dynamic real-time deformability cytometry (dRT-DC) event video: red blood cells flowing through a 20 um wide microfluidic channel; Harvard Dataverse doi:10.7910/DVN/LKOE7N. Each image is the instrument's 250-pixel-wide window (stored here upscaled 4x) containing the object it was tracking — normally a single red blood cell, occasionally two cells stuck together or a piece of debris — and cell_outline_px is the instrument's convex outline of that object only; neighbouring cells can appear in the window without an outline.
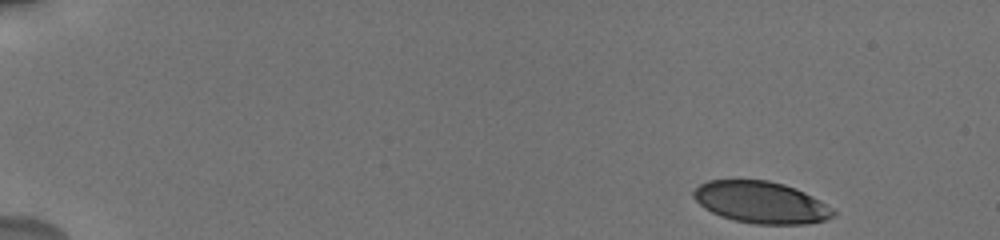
{"species": "human", "species_latin": "Homo sapiens", "temperature_condition": "cold", "stored_images_in_passage": 20, "camera_frame_rate_fps": 3000, "um_per_image_px": 0.085, "donor": {"sex": "male"}, "frame": {"image": 1, "passage_image": 1, "time_ms": 0.0, "image_size_px": [1000, 240], "cell_outline_px": [[836, 216], [824, 220], [808, 224], [756, 224], [736, 220], [720, 216], [704, 208], [692, 196], [692, 192], [700, 184], [708, 180], [768, 180], [784, 184], [796, 188], [820, 200], [836, 212]], "centroid_in_image_um": [64.69, 17.2], "position_along_channel_um": 20.3, "area_um2": 33.99}}
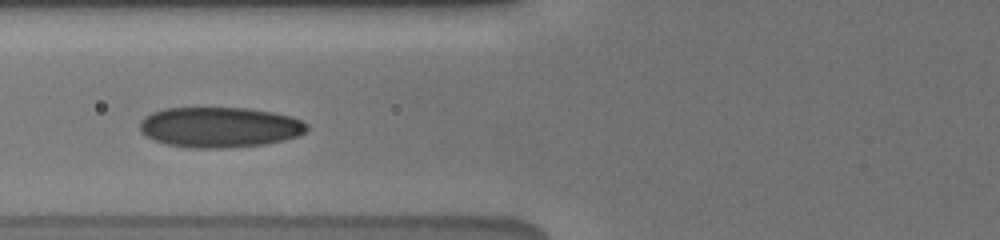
{"frame": {"image": 2, "passage_image": 12, "time_ms": 6.0, "image_size_px": [1000, 240], "cell_outline_px": [[308, 132], [284, 140], [264, 144], [224, 148], [188, 148], [168, 144], [156, 140], [140, 132], [140, 120], [144, 116], [152, 112], [164, 108], [248, 108], [272, 112], [292, 116], [308, 124]], "centroid_in_image_um": [18.68, 10.81], "position_along_channel_um": 107.1, "area_um2": 39.42}}
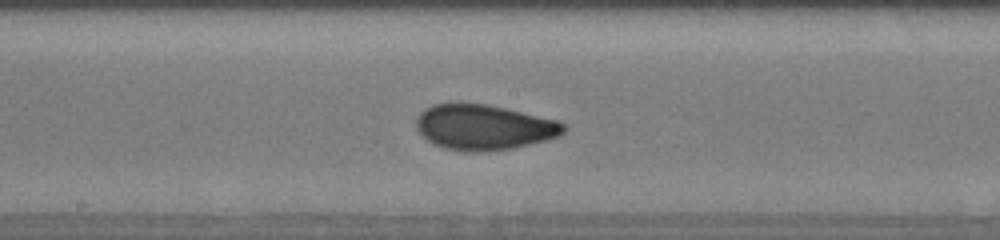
{"frame": {"image": 3, "passage_image": 19, "time_ms": 8.667, "image_size_px": [1000, 240], "cell_outline_px": [[568, 128], [560, 136], [548, 140], [512, 148], [484, 152], [464, 152], [444, 148], [428, 140], [416, 128], [416, 116], [424, 108], [432, 104], [456, 100], [460, 100], [484, 104], [504, 108], [556, 120], [568, 124]], "centroid_in_image_um": [41.11, 10.79], "position_along_channel_um": 207.1, "area_um2": 39.71}}